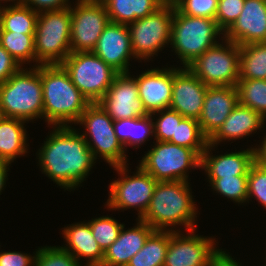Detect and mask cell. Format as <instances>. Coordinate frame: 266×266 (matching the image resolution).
I'll use <instances>...</instances> for the list:
<instances>
[{
	"label": "cell",
	"mask_w": 266,
	"mask_h": 266,
	"mask_svg": "<svg viewBox=\"0 0 266 266\" xmlns=\"http://www.w3.org/2000/svg\"><path fill=\"white\" fill-rule=\"evenodd\" d=\"M77 129L52 126L51 133L36 152L40 171L64 191L80 187L98 161Z\"/></svg>",
	"instance_id": "6da1fadb"
},
{
	"label": "cell",
	"mask_w": 266,
	"mask_h": 266,
	"mask_svg": "<svg viewBox=\"0 0 266 266\" xmlns=\"http://www.w3.org/2000/svg\"><path fill=\"white\" fill-rule=\"evenodd\" d=\"M190 185L187 181L157 182L149 206L140 219L154 230L183 231L178 228L181 225L185 231L197 229L198 208Z\"/></svg>",
	"instance_id": "7a4b0ae2"
},
{
	"label": "cell",
	"mask_w": 266,
	"mask_h": 266,
	"mask_svg": "<svg viewBox=\"0 0 266 266\" xmlns=\"http://www.w3.org/2000/svg\"><path fill=\"white\" fill-rule=\"evenodd\" d=\"M43 118L50 126H72L91 104L61 64L41 65Z\"/></svg>",
	"instance_id": "3957f363"
},
{
	"label": "cell",
	"mask_w": 266,
	"mask_h": 266,
	"mask_svg": "<svg viewBox=\"0 0 266 266\" xmlns=\"http://www.w3.org/2000/svg\"><path fill=\"white\" fill-rule=\"evenodd\" d=\"M0 116L28 123L43 119L41 65L22 67L0 85Z\"/></svg>",
	"instance_id": "277c9868"
},
{
	"label": "cell",
	"mask_w": 266,
	"mask_h": 266,
	"mask_svg": "<svg viewBox=\"0 0 266 266\" xmlns=\"http://www.w3.org/2000/svg\"><path fill=\"white\" fill-rule=\"evenodd\" d=\"M223 38L224 32L219 28L215 19L187 16L173 4L170 47L180 59L178 61L181 67L190 65L198 56Z\"/></svg>",
	"instance_id": "5b68a950"
},
{
	"label": "cell",
	"mask_w": 266,
	"mask_h": 266,
	"mask_svg": "<svg viewBox=\"0 0 266 266\" xmlns=\"http://www.w3.org/2000/svg\"><path fill=\"white\" fill-rule=\"evenodd\" d=\"M71 6L38 14L34 34L36 67L61 64L71 53Z\"/></svg>",
	"instance_id": "8992f818"
},
{
	"label": "cell",
	"mask_w": 266,
	"mask_h": 266,
	"mask_svg": "<svg viewBox=\"0 0 266 266\" xmlns=\"http://www.w3.org/2000/svg\"><path fill=\"white\" fill-rule=\"evenodd\" d=\"M113 123L114 120L98 103H91L76 123V125L83 126V130L85 128V131L80 134L94 158L96 160L102 158L112 167L128 164L129 160L126 150L117 139Z\"/></svg>",
	"instance_id": "52a82bcc"
},
{
	"label": "cell",
	"mask_w": 266,
	"mask_h": 266,
	"mask_svg": "<svg viewBox=\"0 0 266 266\" xmlns=\"http://www.w3.org/2000/svg\"><path fill=\"white\" fill-rule=\"evenodd\" d=\"M154 146L144 152L139 165L158 182L187 181L189 170H200L201 157L190 148L171 142L154 141Z\"/></svg>",
	"instance_id": "ba28073f"
},
{
	"label": "cell",
	"mask_w": 266,
	"mask_h": 266,
	"mask_svg": "<svg viewBox=\"0 0 266 266\" xmlns=\"http://www.w3.org/2000/svg\"><path fill=\"white\" fill-rule=\"evenodd\" d=\"M129 164L114 166V170L120 176L117 180L110 182L108 199L105 208L110 210H137L140 219L146 212L153 196L157 180L148 174L139 164L136 172L129 175ZM129 170V171H128Z\"/></svg>",
	"instance_id": "9c48e42d"
},
{
	"label": "cell",
	"mask_w": 266,
	"mask_h": 266,
	"mask_svg": "<svg viewBox=\"0 0 266 266\" xmlns=\"http://www.w3.org/2000/svg\"><path fill=\"white\" fill-rule=\"evenodd\" d=\"M172 20L173 2H166L154 13L127 25L131 47L138 62L153 61L151 59L158 56V52L169 46Z\"/></svg>",
	"instance_id": "30bf717a"
},
{
	"label": "cell",
	"mask_w": 266,
	"mask_h": 266,
	"mask_svg": "<svg viewBox=\"0 0 266 266\" xmlns=\"http://www.w3.org/2000/svg\"><path fill=\"white\" fill-rule=\"evenodd\" d=\"M61 65L90 103H97L119 74L93 52H71Z\"/></svg>",
	"instance_id": "8fae6325"
},
{
	"label": "cell",
	"mask_w": 266,
	"mask_h": 266,
	"mask_svg": "<svg viewBox=\"0 0 266 266\" xmlns=\"http://www.w3.org/2000/svg\"><path fill=\"white\" fill-rule=\"evenodd\" d=\"M240 46L226 38L198 56L187 68L206 86H236Z\"/></svg>",
	"instance_id": "7c38bea8"
},
{
	"label": "cell",
	"mask_w": 266,
	"mask_h": 266,
	"mask_svg": "<svg viewBox=\"0 0 266 266\" xmlns=\"http://www.w3.org/2000/svg\"><path fill=\"white\" fill-rule=\"evenodd\" d=\"M73 5L71 4V52H92L105 26L110 22L106 7L103 3L82 0H76Z\"/></svg>",
	"instance_id": "4fadbf2b"
},
{
	"label": "cell",
	"mask_w": 266,
	"mask_h": 266,
	"mask_svg": "<svg viewBox=\"0 0 266 266\" xmlns=\"http://www.w3.org/2000/svg\"><path fill=\"white\" fill-rule=\"evenodd\" d=\"M196 231H170L163 266H209L211 258L219 251L218 240L212 236L196 235Z\"/></svg>",
	"instance_id": "5bb4252c"
},
{
	"label": "cell",
	"mask_w": 266,
	"mask_h": 266,
	"mask_svg": "<svg viewBox=\"0 0 266 266\" xmlns=\"http://www.w3.org/2000/svg\"><path fill=\"white\" fill-rule=\"evenodd\" d=\"M97 103L113 120L149 115L139 98L136 79L130 73H119Z\"/></svg>",
	"instance_id": "9a60e30c"
},
{
	"label": "cell",
	"mask_w": 266,
	"mask_h": 266,
	"mask_svg": "<svg viewBox=\"0 0 266 266\" xmlns=\"http://www.w3.org/2000/svg\"><path fill=\"white\" fill-rule=\"evenodd\" d=\"M207 88L187 67L173 66L172 101L169 108L185 118L198 120Z\"/></svg>",
	"instance_id": "2e32d148"
},
{
	"label": "cell",
	"mask_w": 266,
	"mask_h": 266,
	"mask_svg": "<svg viewBox=\"0 0 266 266\" xmlns=\"http://www.w3.org/2000/svg\"><path fill=\"white\" fill-rule=\"evenodd\" d=\"M118 73H131L130 60L135 59L127 25L109 22L92 51Z\"/></svg>",
	"instance_id": "e0dca14e"
},
{
	"label": "cell",
	"mask_w": 266,
	"mask_h": 266,
	"mask_svg": "<svg viewBox=\"0 0 266 266\" xmlns=\"http://www.w3.org/2000/svg\"><path fill=\"white\" fill-rule=\"evenodd\" d=\"M215 148V145L208 143L201 155L200 169L207 174L210 185L218 178L248 176L251 166L256 162L255 147L213 155Z\"/></svg>",
	"instance_id": "ac0fdd59"
},
{
	"label": "cell",
	"mask_w": 266,
	"mask_h": 266,
	"mask_svg": "<svg viewBox=\"0 0 266 266\" xmlns=\"http://www.w3.org/2000/svg\"><path fill=\"white\" fill-rule=\"evenodd\" d=\"M162 69L150 68L141 71L136 79L139 98L143 102L146 111L153 112L169 108L172 101L173 66Z\"/></svg>",
	"instance_id": "d6986e66"
},
{
	"label": "cell",
	"mask_w": 266,
	"mask_h": 266,
	"mask_svg": "<svg viewBox=\"0 0 266 266\" xmlns=\"http://www.w3.org/2000/svg\"><path fill=\"white\" fill-rule=\"evenodd\" d=\"M224 38L239 46L266 42V0H245L241 14Z\"/></svg>",
	"instance_id": "ffe728a7"
},
{
	"label": "cell",
	"mask_w": 266,
	"mask_h": 266,
	"mask_svg": "<svg viewBox=\"0 0 266 266\" xmlns=\"http://www.w3.org/2000/svg\"><path fill=\"white\" fill-rule=\"evenodd\" d=\"M238 104L236 86L208 87L198 119L202 133L209 139Z\"/></svg>",
	"instance_id": "44dd1931"
},
{
	"label": "cell",
	"mask_w": 266,
	"mask_h": 266,
	"mask_svg": "<svg viewBox=\"0 0 266 266\" xmlns=\"http://www.w3.org/2000/svg\"><path fill=\"white\" fill-rule=\"evenodd\" d=\"M265 125L266 119L260 113L238 104L218 130L208 139V143L218 147L222 142L225 144L224 141L240 140L243 137L252 136L257 130L262 132L265 130Z\"/></svg>",
	"instance_id": "7402d4cb"
},
{
	"label": "cell",
	"mask_w": 266,
	"mask_h": 266,
	"mask_svg": "<svg viewBox=\"0 0 266 266\" xmlns=\"http://www.w3.org/2000/svg\"><path fill=\"white\" fill-rule=\"evenodd\" d=\"M135 226L125 229L123 225L118 239L104 252L101 266H127L130 259L144 246L154 229L141 219Z\"/></svg>",
	"instance_id": "603a6c76"
},
{
	"label": "cell",
	"mask_w": 266,
	"mask_h": 266,
	"mask_svg": "<svg viewBox=\"0 0 266 266\" xmlns=\"http://www.w3.org/2000/svg\"><path fill=\"white\" fill-rule=\"evenodd\" d=\"M64 245L62 249L71 253L80 263L82 258L87 262L84 266H101L104 252L99 247L88 222H75L62 229Z\"/></svg>",
	"instance_id": "cb8c5ba5"
},
{
	"label": "cell",
	"mask_w": 266,
	"mask_h": 266,
	"mask_svg": "<svg viewBox=\"0 0 266 266\" xmlns=\"http://www.w3.org/2000/svg\"><path fill=\"white\" fill-rule=\"evenodd\" d=\"M25 123L28 122L0 116V160L13 163L16 158L29 153Z\"/></svg>",
	"instance_id": "d4e9b609"
},
{
	"label": "cell",
	"mask_w": 266,
	"mask_h": 266,
	"mask_svg": "<svg viewBox=\"0 0 266 266\" xmlns=\"http://www.w3.org/2000/svg\"><path fill=\"white\" fill-rule=\"evenodd\" d=\"M166 2V0H105L103 4L111 22L128 25L154 13Z\"/></svg>",
	"instance_id": "484cf974"
},
{
	"label": "cell",
	"mask_w": 266,
	"mask_h": 266,
	"mask_svg": "<svg viewBox=\"0 0 266 266\" xmlns=\"http://www.w3.org/2000/svg\"><path fill=\"white\" fill-rule=\"evenodd\" d=\"M151 114L145 117L114 120L113 127L117 139L122 143L126 152L127 147L139 149L142 144L154 136V124Z\"/></svg>",
	"instance_id": "4316f807"
},
{
	"label": "cell",
	"mask_w": 266,
	"mask_h": 266,
	"mask_svg": "<svg viewBox=\"0 0 266 266\" xmlns=\"http://www.w3.org/2000/svg\"><path fill=\"white\" fill-rule=\"evenodd\" d=\"M38 14L23 3L8 6L3 4L0 12V27L4 31L35 34Z\"/></svg>",
	"instance_id": "83f0119b"
},
{
	"label": "cell",
	"mask_w": 266,
	"mask_h": 266,
	"mask_svg": "<svg viewBox=\"0 0 266 266\" xmlns=\"http://www.w3.org/2000/svg\"><path fill=\"white\" fill-rule=\"evenodd\" d=\"M169 239L170 231L154 230L143 248L130 259L127 266H163Z\"/></svg>",
	"instance_id": "f1b7e54d"
},
{
	"label": "cell",
	"mask_w": 266,
	"mask_h": 266,
	"mask_svg": "<svg viewBox=\"0 0 266 266\" xmlns=\"http://www.w3.org/2000/svg\"><path fill=\"white\" fill-rule=\"evenodd\" d=\"M0 44L21 67L28 63L30 67H36L34 34L4 31L0 27Z\"/></svg>",
	"instance_id": "f546056e"
},
{
	"label": "cell",
	"mask_w": 266,
	"mask_h": 266,
	"mask_svg": "<svg viewBox=\"0 0 266 266\" xmlns=\"http://www.w3.org/2000/svg\"><path fill=\"white\" fill-rule=\"evenodd\" d=\"M239 79L266 80V42L240 46Z\"/></svg>",
	"instance_id": "4dcf8cb0"
},
{
	"label": "cell",
	"mask_w": 266,
	"mask_h": 266,
	"mask_svg": "<svg viewBox=\"0 0 266 266\" xmlns=\"http://www.w3.org/2000/svg\"><path fill=\"white\" fill-rule=\"evenodd\" d=\"M169 142L193 149L201 157L208 144V138L202 133L198 120L184 117L176 125L175 136H172Z\"/></svg>",
	"instance_id": "1f68e13d"
},
{
	"label": "cell",
	"mask_w": 266,
	"mask_h": 266,
	"mask_svg": "<svg viewBox=\"0 0 266 266\" xmlns=\"http://www.w3.org/2000/svg\"><path fill=\"white\" fill-rule=\"evenodd\" d=\"M236 88L239 104L251 108L266 119V80L239 79Z\"/></svg>",
	"instance_id": "d6a6232c"
},
{
	"label": "cell",
	"mask_w": 266,
	"mask_h": 266,
	"mask_svg": "<svg viewBox=\"0 0 266 266\" xmlns=\"http://www.w3.org/2000/svg\"><path fill=\"white\" fill-rule=\"evenodd\" d=\"M87 222L90 225L92 235L103 252L118 239L124 225L110 215L92 218Z\"/></svg>",
	"instance_id": "836d02e7"
},
{
	"label": "cell",
	"mask_w": 266,
	"mask_h": 266,
	"mask_svg": "<svg viewBox=\"0 0 266 266\" xmlns=\"http://www.w3.org/2000/svg\"><path fill=\"white\" fill-rule=\"evenodd\" d=\"M248 176H233L216 179L211 185L213 191L233 201V203L247 204L248 197Z\"/></svg>",
	"instance_id": "e575fe53"
},
{
	"label": "cell",
	"mask_w": 266,
	"mask_h": 266,
	"mask_svg": "<svg viewBox=\"0 0 266 266\" xmlns=\"http://www.w3.org/2000/svg\"><path fill=\"white\" fill-rule=\"evenodd\" d=\"M157 115V117H155ZM154 124V140L169 142L175 136L176 125L184 118L177 111L167 108L151 113ZM156 118V119H155Z\"/></svg>",
	"instance_id": "d590c367"
},
{
	"label": "cell",
	"mask_w": 266,
	"mask_h": 266,
	"mask_svg": "<svg viewBox=\"0 0 266 266\" xmlns=\"http://www.w3.org/2000/svg\"><path fill=\"white\" fill-rule=\"evenodd\" d=\"M71 253L60 246L38 247L35 252L34 266H82Z\"/></svg>",
	"instance_id": "8d00e7d4"
},
{
	"label": "cell",
	"mask_w": 266,
	"mask_h": 266,
	"mask_svg": "<svg viewBox=\"0 0 266 266\" xmlns=\"http://www.w3.org/2000/svg\"><path fill=\"white\" fill-rule=\"evenodd\" d=\"M219 0H174V6L187 16L215 19Z\"/></svg>",
	"instance_id": "74e56055"
},
{
	"label": "cell",
	"mask_w": 266,
	"mask_h": 266,
	"mask_svg": "<svg viewBox=\"0 0 266 266\" xmlns=\"http://www.w3.org/2000/svg\"><path fill=\"white\" fill-rule=\"evenodd\" d=\"M248 197L258 201L266 209V168L255 162L248 172Z\"/></svg>",
	"instance_id": "f35d334b"
},
{
	"label": "cell",
	"mask_w": 266,
	"mask_h": 266,
	"mask_svg": "<svg viewBox=\"0 0 266 266\" xmlns=\"http://www.w3.org/2000/svg\"><path fill=\"white\" fill-rule=\"evenodd\" d=\"M245 0H219L215 21L225 33L242 12Z\"/></svg>",
	"instance_id": "ab89813d"
},
{
	"label": "cell",
	"mask_w": 266,
	"mask_h": 266,
	"mask_svg": "<svg viewBox=\"0 0 266 266\" xmlns=\"http://www.w3.org/2000/svg\"><path fill=\"white\" fill-rule=\"evenodd\" d=\"M35 252L32 256L19 251H1L0 266H34Z\"/></svg>",
	"instance_id": "60d3db41"
},
{
	"label": "cell",
	"mask_w": 266,
	"mask_h": 266,
	"mask_svg": "<svg viewBox=\"0 0 266 266\" xmlns=\"http://www.w3.org/2000/svg\"><path fill=\"white\" fill-rule=\"evenodd\" d=\"M70 2V0H21V3L37 13L66 9L71 6Z\"/></svg>",
	"instance_id": "b9f144b4"
},
{
	"label": "cell",
	"mask_w": 266,
	"mask_h": 266,
	"mask_svg": "<svg viewBox=\"0 0 266 266\" xmlns=\"http://www.w3.org/2000/svg\"><path fill=\"white\" fill-rule=\"evenodd\" d=\"M22 67L0 44V85Z\"/></svg>",
	"instance_id": "7bdbcfd3"
},
{
	"label": "cell",
	"mask_w": 266,
	"mask_h": 266,
	"mask_svg": "<svg viewBox=\"0 0 266 266\" xmlns=\"http://www.w3.org/2000/svg\"><path fill=\"white\" fill-rule=\"evenodd\" d=\"M229 253L219 248V251L211 258L209 266H242V263L236 261Z\"/></svg>",
	"instance_id": "ee69618b"
},
{
	"label": "cell",
	"mask_w": 266,
	"mask_h": 266,
	"mask_svg": "<svg viewBox=\"0 0 266 266\" xmlns=\"http://www.w3.org/2000/svg\"><path fill=\"white\" fill-rule=\"evenodd\" d=\"M266 131V130H265ZM266 134V133H265ZM255 161L266 168V135H264L261 144L255 145Z\"/></svg>",
	"instance_id": "f6af8a7d"
},
{
	"label": "cell",
	"mask_w": 266,
	"mask_h": 266,
	"mask_svg": "<svg viewBox=\"0 0 266 266\" xmlns=\"http://www.w3.org/2000/svg\"><path fill=\"white\" fill-rule=\"evenodd\" d=\"M12 164L6 161L0 160V195L2 190L6 187V181L8 180V172Z\"/></svg>",
	"instance_id": "bcb514c9"
},
{
	"label": "cell",
	"mask_w": 266,
	"mask_h": 266,
	"mask_svg": "<svg viewBox=\"0 0 266 266\" xmlns=\"http://www.w3.org/2000/svg\"><path fill=\"white\" fill-rule=\"evenodd\" d=\"M2 2L4 4H6L5 2H10V4H19V3H21V0H0L1 5H2Z\"/></svg>",
	"instance_id": "7dc6e473"
},
{
	"label": "cell",
	"mask_w": 266,
	"mask_h": 266,
	"mask_svg": "<svg viewBox=\"0 0 266 266\" xmlns=\"http://www.w3.org/2000/svg\"><path fill=\"white\" fill-rule=\"evenodd\" d=\"M86 2H96V3H103L105 0H82Z\"/></svg>",
	"instance_id": "c3c4849f"
}]
</instances>
